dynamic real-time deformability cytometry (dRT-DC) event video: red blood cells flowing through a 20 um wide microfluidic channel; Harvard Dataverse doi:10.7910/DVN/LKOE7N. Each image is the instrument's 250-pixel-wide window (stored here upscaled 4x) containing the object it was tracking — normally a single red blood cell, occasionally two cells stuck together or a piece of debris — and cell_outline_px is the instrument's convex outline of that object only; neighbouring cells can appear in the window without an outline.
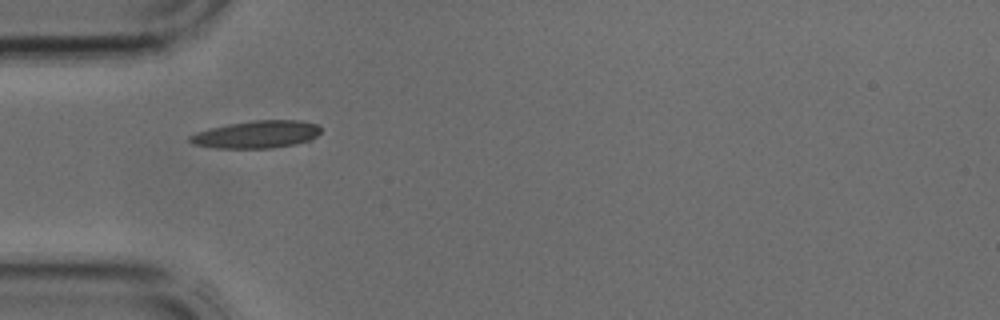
{"species": "common noctule bat (a hibernating species)", "species_latin": "Nyctalus noctula", "temperature_condition": "cold", "stored_images_in_passage": 3, "camera_frame_rate_fps": 3000, "um_per_image_px": 0.085, "animal": {"sex": "male", "body_mass_g": 17.9, "forearm_length_mm": 54.2}, "frame": {"image": 1, "passage_image": 2, "time_ms": 0.333, "image_size_px": [1000, 320], "cell_outline_px": [[320, 132], [312, 140], [296, 144], [272, 148], [212, 148], [192, 144], [188, 140], [188, 136], [196, 132], [208, 128], [228, 124], [256, 120], [300, 120], [316, 124], [320, 128]], "centroid_in_image_um": [21.78, 11.43], "position_along_channel_um": 63.2, "area_um2": 21.15}}